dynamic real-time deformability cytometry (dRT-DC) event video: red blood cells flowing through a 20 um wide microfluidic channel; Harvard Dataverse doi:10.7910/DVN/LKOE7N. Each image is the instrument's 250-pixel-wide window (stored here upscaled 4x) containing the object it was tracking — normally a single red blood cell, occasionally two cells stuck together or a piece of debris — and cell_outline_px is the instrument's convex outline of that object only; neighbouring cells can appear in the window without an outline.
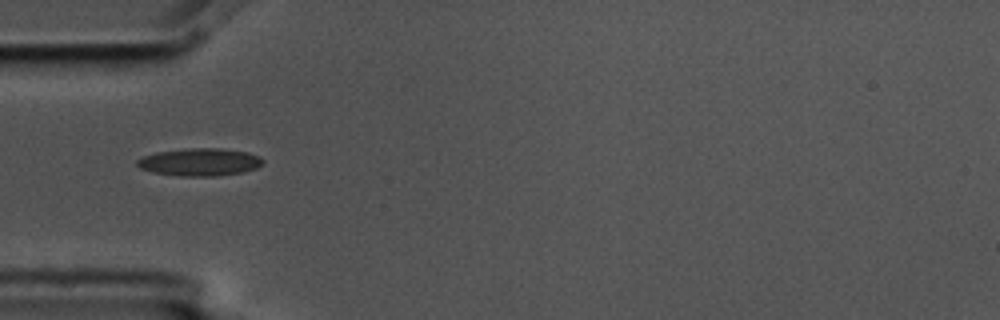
{"species": "common noctule bat (a hibernating species)", "species_latin": "Nyctalus noctula", "temperature_condition": "cold", "stored_images_in_passage": 7, "camera_frame_rate_fps": 3000, "um_per_image_px": 0.085, "animal": {"sex": "male", "body_mass_g": 17.5, "forearm_length_mm": 52.3}, "frame": {"image": 1, "passage_image": 4, "time_ms": 1.0, "image_size_px": [1000, 320], "cell_outline_px": [[264, 164], [256, 168], [244, 172], [216, 176], [180, 176], [156, 172], [140, 168], [136, 164], [136, 160], [144, 156], [156, 152], [184, 148], [220, 148], [248, 152], [260, 156], [264, 160]], "centroid_in_image_um": [17.02, 13.77], "position_along_channel_um": 68.0, "area_um2": 20.35}}